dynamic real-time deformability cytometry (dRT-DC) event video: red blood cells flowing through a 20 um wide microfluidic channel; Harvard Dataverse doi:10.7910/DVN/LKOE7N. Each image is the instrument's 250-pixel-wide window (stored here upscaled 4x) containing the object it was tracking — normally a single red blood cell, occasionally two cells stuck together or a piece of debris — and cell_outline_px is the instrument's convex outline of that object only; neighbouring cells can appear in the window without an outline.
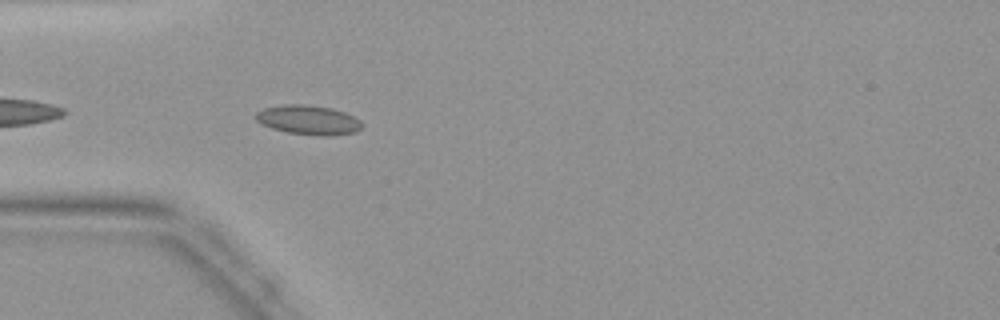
{"species": "common noctule bat (a hibernating species)", "species_latin": "Nyctalus noctula", "temperature_condition": "warm", "stored_images_in_passage": 34, "camera_frame_rate_fps": 3000, "um_per_image_px": 0.085, "animal": {"sex": "female", "body_mass_g": 19.9}, "frame": {"image": 1, "passage_image": 3, "time_ms": 0.667, "image_size_px": [1000, 320], "cell_outline_px": [[364, 124], [356, 132], [332, 136], [320, 136], [288, 132], [272, 128], [256, 120], [256, 112], [264, 108], [284, 104], [304, 104], [332, 108], [344, 112], [360, 120]], "centroid_in_image_um": [26.24, 10.19], "position_along_channel_um": 58.8, "area_um2": 18.15}}
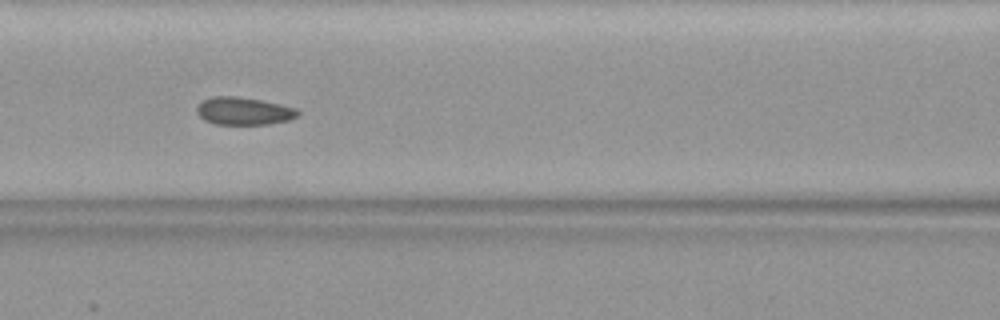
{"frame": {"image": 2, "passage_image": 9, "time_ms": 2.667, "image_size_px": [1000, 320], "cell_outline_px": [[300, 116], [288, 120], [268, 124], [216, 124], [204, 120], [196, 112], [196, 108], [200, 100], [212, 96], [236, 96], [260, 100], [280, 104], [296, 108], [300, 112]], "centroid_in_image_um": [20.7, 9.43], "position_along_channel_um": 145.9, "area_um2": 16.42}}
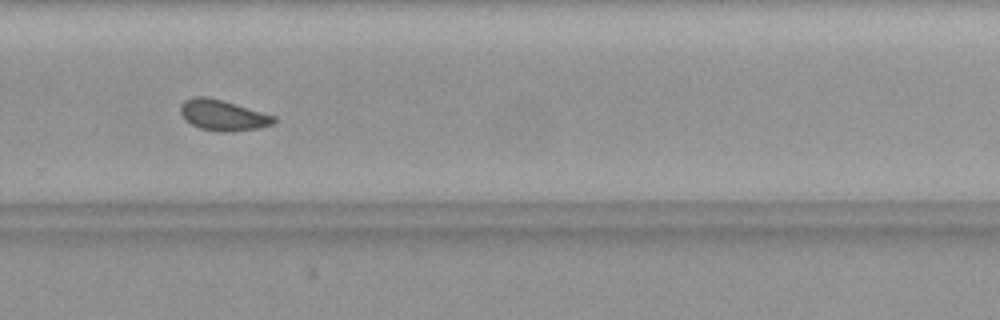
{"frame": {"image": 3, "passage_image": 20, "time_ms": 6.333, "image_size_px": [1000, 320], "cell_outline_px": [[276, 120], [272, 124], [256, 128], [224, 132], [200, 128], [184, 120], [180, 112], [180, 104], [184, 100], [196, 96], [208, 96], [224, 100], [276, 116]], "centroid_in_image_um": [18.91, 9.76], "position_along_channel_um": 310.9, "area_um2": 16.7}}